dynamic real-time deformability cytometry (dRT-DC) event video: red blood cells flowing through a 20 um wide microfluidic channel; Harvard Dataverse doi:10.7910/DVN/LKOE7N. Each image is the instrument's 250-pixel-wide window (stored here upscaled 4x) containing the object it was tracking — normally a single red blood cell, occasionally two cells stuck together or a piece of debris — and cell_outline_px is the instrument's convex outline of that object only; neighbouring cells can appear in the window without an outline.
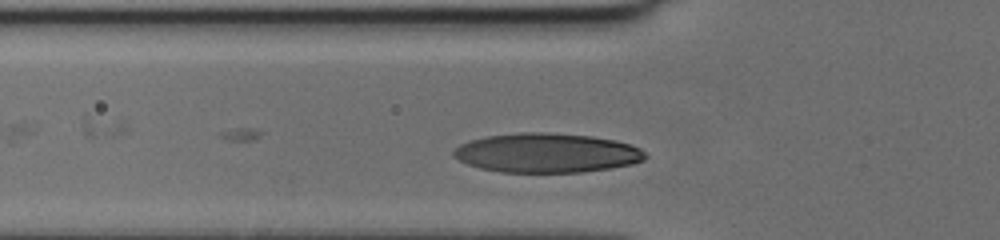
{"species": "human", "species_latin": "Homo sapiens", "temperature_condition": "cold", "stored_images_in_passage": 24, "camera_frame_rate_fps": 3000, "um_per_image_px": 0.085, "donor": {"sex": "female"}, "frame": {"image": 1, "passage_image": 2, "time_ms": 0.333, "image_size_px": [1000, 240], "cell_outline_px": [[648, 156], [644, 160], [632, 164], [612, 168], [584, 172], [500, 172], [480, 168], [468, 164], [452, 156], [452, 152], [460, 144], [468, 140], [488, 136], [524, 132], [544, 132], [592, 136], [616, 140], [632, 144], [640, 148]], "centroid_in_image_um": [46.5, 13.0], "position_along_channel_um": 79.3, "area_um2": 44.16}}
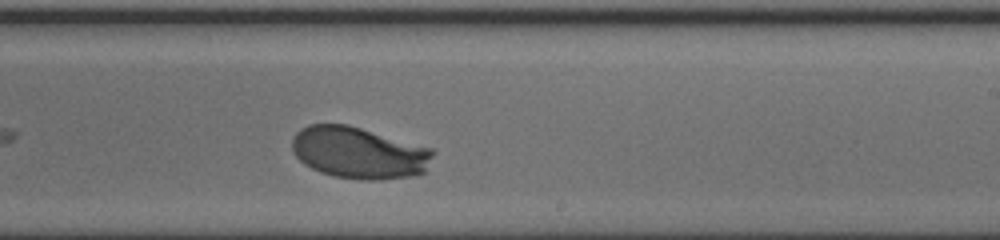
{"frame": {"image": 2, "passage_image": 15, "time_ms": 4.667, "image_size_px": [1000, 240], "cell_outline_px": [[436, 152], [424, 172], [420, 176], [380, 180], [360, 180], [332, 176], [320, 172], [304, 164], [292, 152], [292, 136], [300, 128], [308, 124], [348, 124], [432, 148]], "centroid_in_image_um": [30.52, 12.99], "position_along_channel_um": 258.5, "area_um2": 43.12}}
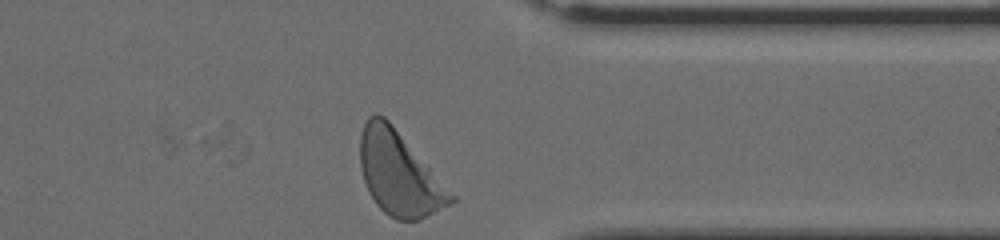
{"frame": {"image": 3, "passage_image": 24, "time_ms": 7.667, "image_size_px": [1000, 240], "cell_outline_px": [[456, 200], [452, 204], [420, 220], [396, 220], [388, 216], [376, 204], [368, 192], [360, 168], [360, 136], [364, 124], [368, 116], [376, 112], [384, 116], [388, 120], [456, 196]], "centroid_in_image_um": [33.92, 14.77], "position_along_channel_um": 377.5, "area_um2": 44.22}}